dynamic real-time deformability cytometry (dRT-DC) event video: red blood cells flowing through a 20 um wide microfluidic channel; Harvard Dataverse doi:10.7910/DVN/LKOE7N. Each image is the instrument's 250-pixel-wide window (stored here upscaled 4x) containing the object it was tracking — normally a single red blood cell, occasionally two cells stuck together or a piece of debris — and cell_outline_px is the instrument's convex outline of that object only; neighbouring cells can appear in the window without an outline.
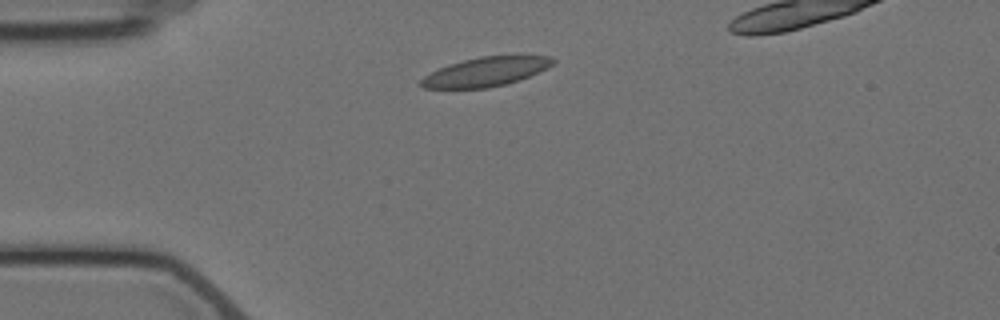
{"species": "Egyptian fruit bat (a non-hibernating species)", "species_latin": "Rousettus aegyptiacus", "temperature_condition": "cold", "stored_images_in_passage": 8, "camera_frame_rate_fps": 3000, "um_per_image_px": 0.085, "animal": {"sex": "female"}, "frame": {"image": 1, "passage_image": 2, "time_ms": 1.0, "image_size_px": [1000, 320], "cell_outline_px": [[556, 60], [548, 68], [528, 76], [504, 84], [488, 88], [424, 88], [420, 84], [420, 80], [424, 76], [448, 64], [480, 56], [520, 52], [552, 56]], "centroid_in_image_um": [41.4, 6.03], "position_along_channel_um": 43.6, "area_um2": 23.06}}
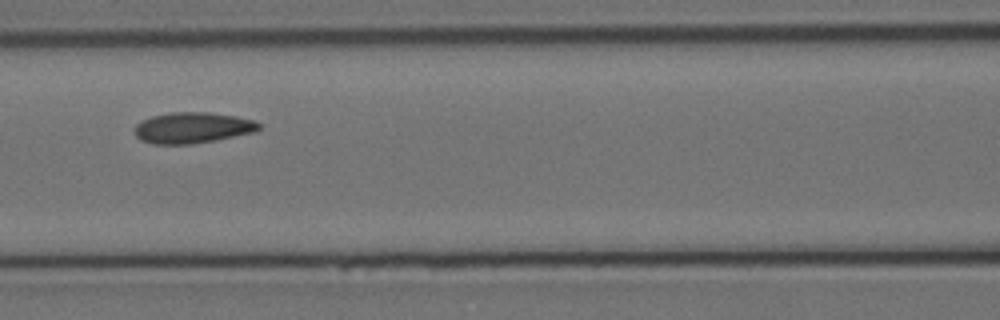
{"frame": {"image": 2, "passage_image": 5, "time_ms": 4.667, "image_size_px": [1000, 320], "cell_outline_px": [[260, 128], [256, 132], [216, 140], [192, 144], [152, 144], [140, 140], [136, 136], [136, 124], [140, 120], [152, 116], [172, 112], [208, 112], [236, 116], [256, 120], [260, 124]], "centroid_in_image_um": [16.38, 10.86], "position_along_channel_um": 150.2, "area_um2": 22.6}}
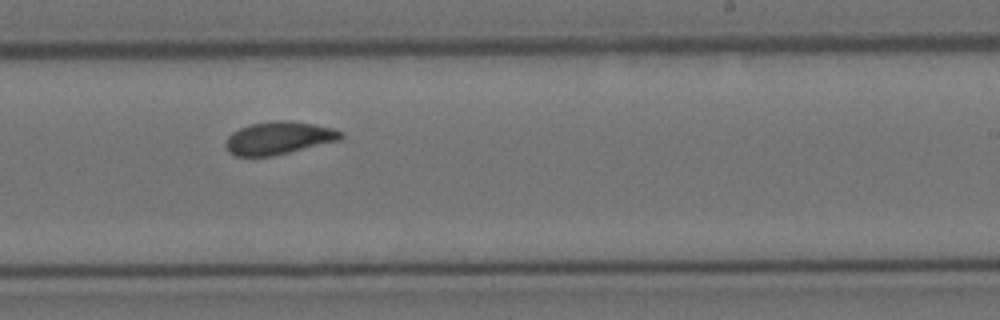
{"frame": {"image": 3, "passage_image": 8, "time_ms": 8.0, "image_size_px": [1000, 320], "cell_outline_px": [[344, 136], [340, 140], [272, 156], [236, 156], [228, 152], [224, 144], [228, 136], [232, 132], [248, 124], [276, 120], [292, 120], [332, 128], [344, 132]], "centroid_in_image_um": [23.68, 11.72], "position_along_channel_um": 265.3, "area_um2": 22.08}}